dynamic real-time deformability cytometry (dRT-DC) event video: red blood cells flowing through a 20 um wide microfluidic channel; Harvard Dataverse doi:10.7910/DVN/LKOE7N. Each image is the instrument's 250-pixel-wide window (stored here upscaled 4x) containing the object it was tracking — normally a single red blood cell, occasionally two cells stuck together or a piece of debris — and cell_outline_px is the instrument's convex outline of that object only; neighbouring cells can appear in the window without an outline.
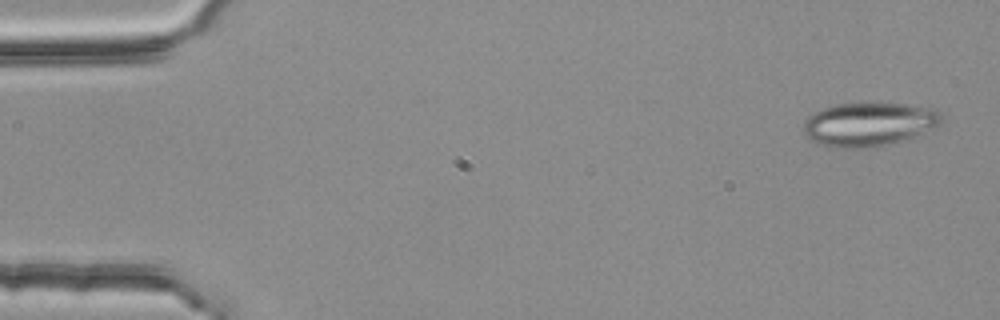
{"species": "common noctule bat (a hibernating species)", "species_latin": "Nyctalus noctula", "temperature_condition": "room temperature", "stored_images_in_passage": 4, "camera_frame_rate_fps": 3000, "um_per_image_px": 0.085, "animal": {"sex": "female", "body_mass_g": 25.1}, "frame": {"image": 1, "passage_image": 1, "time_ms": 0.0, "image_size_px": [1000, 320], "cell_outline_px": [[940, 124], [896, 144], [872, 148], [836, 148], [820, 144], [812, 140], [804, 132], [804, 120], [812, 112], [836, 104], [868, 100], [876, 100], [908, 104], [936, 108], [940, 112]], "centroid_in_image_um": [73.86, 10.52], "position_along_channel_um": 11.1, "area_um2": 36.36}}